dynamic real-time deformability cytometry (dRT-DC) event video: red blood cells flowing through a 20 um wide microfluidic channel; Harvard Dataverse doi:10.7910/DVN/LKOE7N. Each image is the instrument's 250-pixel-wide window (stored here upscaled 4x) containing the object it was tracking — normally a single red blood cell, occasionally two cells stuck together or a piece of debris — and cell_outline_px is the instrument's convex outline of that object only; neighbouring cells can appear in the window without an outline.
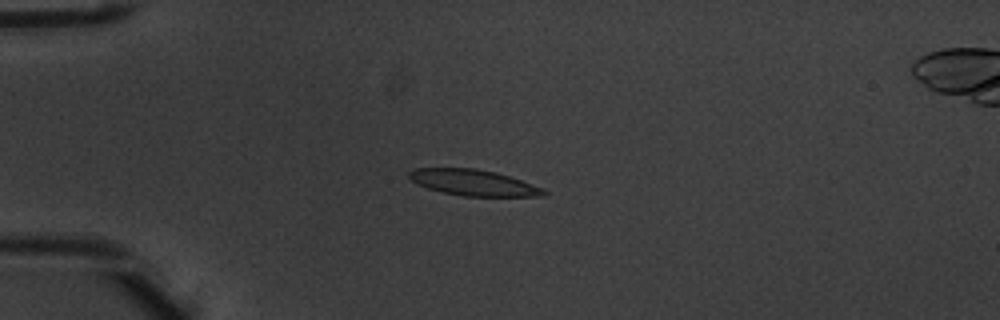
{"species": "common noctule bat (a hibernating species)", "species_latin": "Nyctalus noctula", "temperature_condition": "warm", "stored_images_in_passage": 7, "camera_frame_rate_fps": 3000, "um_per_image_px": 0.085, "animal": {"sex": "male", "body_mass_g": 20.1, "forearm_length_mm": 53.5}, "frame": {"image": 1, "passage_image": 5, "time_ms": 1.333, "image_size_px": [1000, 320], "cell_outline_px": [[548, 192], [544, 196], [464, 196], [444, 192], [428, 188], [416, 184], [408, 176], [408, 172], [412, 168], [476, 168], [496, 172], [544, 188]], "centroid_in_image_um": [40.23, 15.52], "position_along_channel_um": 44.8, "area_um2": 20.35}}